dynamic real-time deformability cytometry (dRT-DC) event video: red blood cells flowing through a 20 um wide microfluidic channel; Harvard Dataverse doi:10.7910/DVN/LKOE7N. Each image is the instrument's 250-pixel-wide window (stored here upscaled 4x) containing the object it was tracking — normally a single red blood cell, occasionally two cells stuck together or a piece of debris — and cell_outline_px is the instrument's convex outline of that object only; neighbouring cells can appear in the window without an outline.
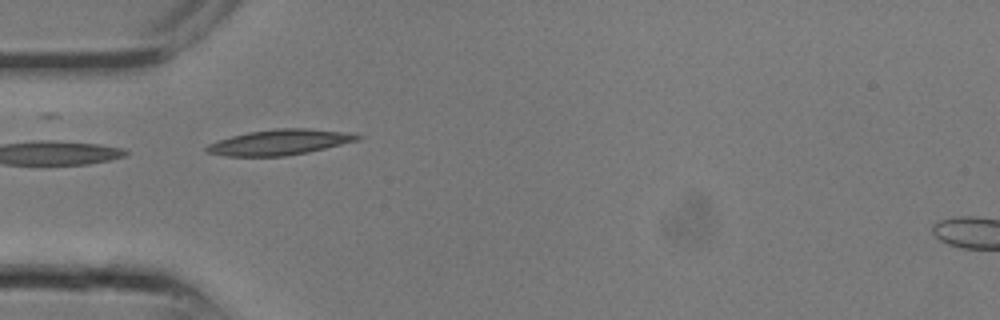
{"species": "common noctule bat (a hibernating species)", "species_latin": "Nyctalus noctula", "temperature_condition": "room temperature", "stored_images_in_passage": 9, "camera_frame_rate_fps": 3000, "um_per_image_px": 0.085, "animal": {"sex": "male", "body_mass_g": 13.3}, "frame": {"image": 1, "passage_image": 6, "time_ms": 1.667, "image_size_px": [1000, 320], "cell_outline_px": [[364, 136], [360, 140], [308, 152], [284, 156], [224, 156], [204, 152], [204, 148], [208, 144], [232, 136], [248, 132], [276, 128], [308, 128], [352, 132]], "centroid_in_image_um": [23.81, 12.08], "position_along_channel_um": 61.2, "area_um2": 22.6}}
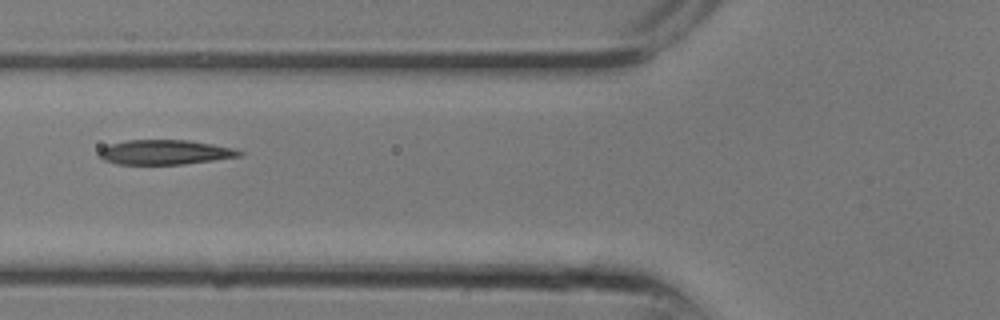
{"frame": {"image": 2, "passage_image": 8, "time_ms": 2.333, "image_size_px": [1000, 320], "cell_outline_px": [[244, 152], [240, 156], [184, 164], [116, 164], [104, 160], [96, 156], [96, 152], [100, 148], [124, 140], [188, 140], [212, 144], [232, 148]], "centroid_in_image_um": [13.94, 12.94], "position_along_channel_um": 111.9, "area_um2": 20.17}}